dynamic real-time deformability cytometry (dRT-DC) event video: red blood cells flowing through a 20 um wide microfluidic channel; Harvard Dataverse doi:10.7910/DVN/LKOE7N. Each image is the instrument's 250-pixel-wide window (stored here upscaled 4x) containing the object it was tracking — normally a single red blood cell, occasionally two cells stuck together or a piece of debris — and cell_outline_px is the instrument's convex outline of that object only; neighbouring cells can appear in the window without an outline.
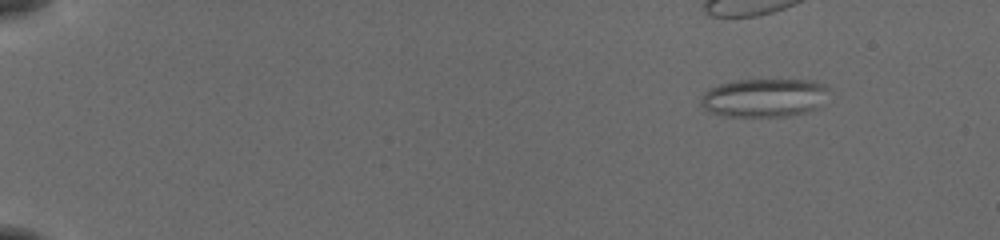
{"species": "common noctule bat (a hibernating species)", "species_latin": "Nyctalus noctula", "temperature_condition": "cold", "stored_images_in_passage": 15, "camera_frame_rate_fps": 3000, "um_per_image_px": 0.085, "animal": {"sex": "female", "body_mass_g": 19.5, "forearm_length_mm": 54.1}, "frame": {"image": 1, "passage_image": 3, "time_ms": 0.667, "image_size_px": [1000, 240], "cell_outline_px": [[824, 88], [812, 108], [804, 112], [784, 116], [728, 116], [712, 112], [704, 108], [700, 104], [700, 100], [704, 92], [720, 84], [740, 80], [800, 80], [824, 84]], "centroid_in_image_um": [64.76, 8.31], "position_along_channel_um": 20.2, "area_um2": 27.17}}